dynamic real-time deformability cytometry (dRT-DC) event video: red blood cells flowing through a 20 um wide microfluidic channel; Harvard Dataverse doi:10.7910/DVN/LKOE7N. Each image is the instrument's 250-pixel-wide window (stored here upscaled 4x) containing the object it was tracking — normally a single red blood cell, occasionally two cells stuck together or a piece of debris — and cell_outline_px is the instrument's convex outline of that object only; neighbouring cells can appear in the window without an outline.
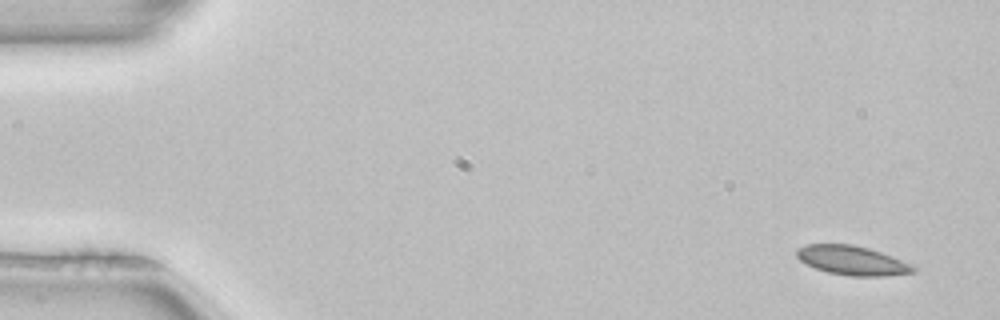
{"species": "common noctule bat (a hibernating species)", "species_latin": "Nyctalus noctula", "temperature_condition": "room temperature", "stored_images_in_passage": 4, "camera_frame_rate_fps": 3000, "um_per_image_px": 0.085, "animal": {"sex": "female", "body_mass_g": 22.7, "forearm_length_mm": 54.2}, "frame": {"image": 1, "passage_image": 1, "time_ms": 0.0, "image_size_px": [1000, 320], "cell_outline_px": [[916, 272], [884, 276], [852, 276], [828, 272], [816, 268], [800, 260], [796, 256], [796, 248], [808, 244], [852, 244], [868, 248], [880, 252], [900, 260], [916, 268]], "centroid_in_image_um": [72.4, 22.13], "position_along_channel_um": 12.6, "area_um2": 19.54}}
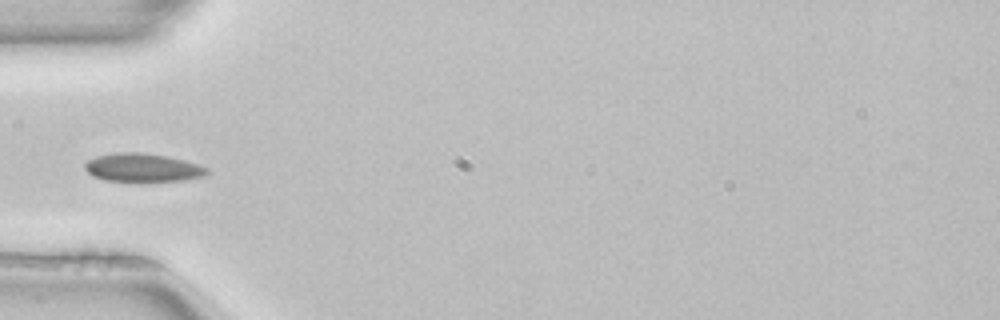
{"frame": {"image": 2, "passage_image": 4, "time_ms": 1.0, "image_size_px": [1000, 320], "cell_outline_px": [[212, 172], [204, 176], [184, 180], [104, 180], [92, 176], [84, 168], [84, 164], [88, 160], [96, 156], [116, 152], [140, 152], [168, 156], [184, 160], [208, 168]], "centroid_in_image_um": [12.13, 14.23], "position_along_channel_um": 72.9, "area_um2": 20.0}}